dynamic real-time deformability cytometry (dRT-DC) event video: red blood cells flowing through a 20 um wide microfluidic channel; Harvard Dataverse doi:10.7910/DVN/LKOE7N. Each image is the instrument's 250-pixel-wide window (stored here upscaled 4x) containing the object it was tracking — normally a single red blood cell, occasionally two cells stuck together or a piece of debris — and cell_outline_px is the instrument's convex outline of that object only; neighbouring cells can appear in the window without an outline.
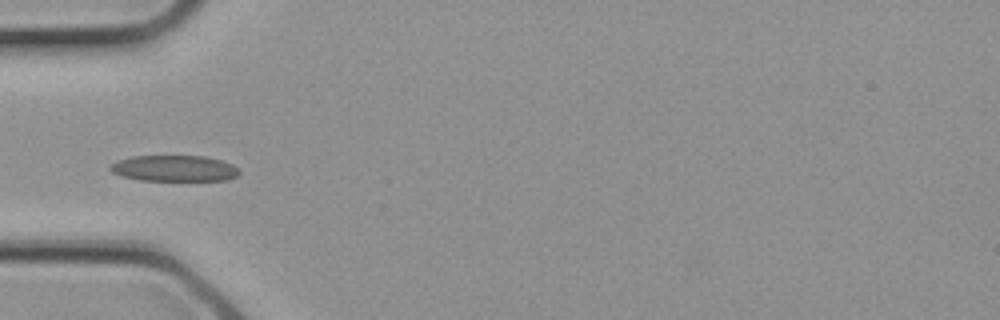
{"species": "common noctule bat (a hibernating species)", "species_latin": "Nyctalus noctula", "temperature_condition": "cold", "stored_images_in_passage": 3, "camera_frame_rate_fps": 3000, "um_per_image_px": 0.085, "animal": {"sex": "female", "body_mass_g": 21.9}, "frame": {"image": 1, "passage_image": 3, "time_ms": 0.667, "image_size_px": [1000, 320], "cell_outline_px": [[240, 172], [236, 176], [228, 180], [140, 180], [120, 176], [112, 172], [108, 168], [116, 160], [132, 156], [204, 156], [220, 160], [232, 164]], "centroid_in_image_um": [14.77, 14.31], "position_along_channel_um": 70.2, "area_um2": 19.54}}